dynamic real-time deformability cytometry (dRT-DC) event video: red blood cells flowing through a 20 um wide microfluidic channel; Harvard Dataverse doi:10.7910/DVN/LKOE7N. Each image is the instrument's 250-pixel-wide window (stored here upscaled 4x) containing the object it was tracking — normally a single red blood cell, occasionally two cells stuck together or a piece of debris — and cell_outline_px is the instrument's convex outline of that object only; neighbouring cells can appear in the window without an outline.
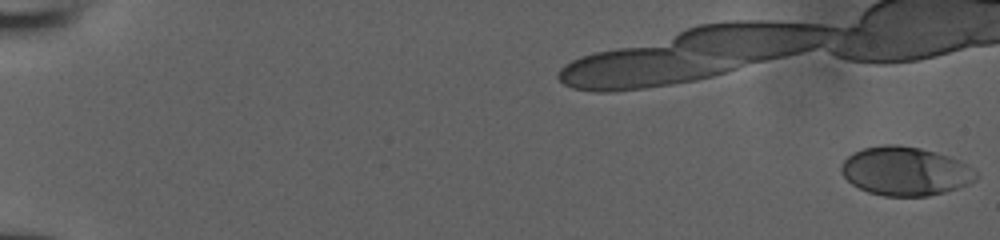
{"species": "human", "species_latin": "Homo sapiens", "temperature_condition": "room temperature", "stored_images_in_passage": 18, "camera_frame_rate_fps": 3000, "um_per_image_px": 0.085, "donor": {"sex": "male"}, "frame": {"image": 1, "passage_image": 1, "time_ms": 0.0, "image_size_px": [1000, 240], "cell_outline_px": [[980, 176], [976, 180], [968, 184], [944, 192], [928, 196], [884, 196], [868, 192], [852, 184], [840, 172], [840, 168], [844, 160], [852, 152], [864, 148], [884, 144], [896, 144], [920, 148], [936, 152], [960, 160], [968, 164]], "centroid_in_image_um": [76.96, 14.54], "position_along_channel_um": 8.0, "area_um2": 38.44}}